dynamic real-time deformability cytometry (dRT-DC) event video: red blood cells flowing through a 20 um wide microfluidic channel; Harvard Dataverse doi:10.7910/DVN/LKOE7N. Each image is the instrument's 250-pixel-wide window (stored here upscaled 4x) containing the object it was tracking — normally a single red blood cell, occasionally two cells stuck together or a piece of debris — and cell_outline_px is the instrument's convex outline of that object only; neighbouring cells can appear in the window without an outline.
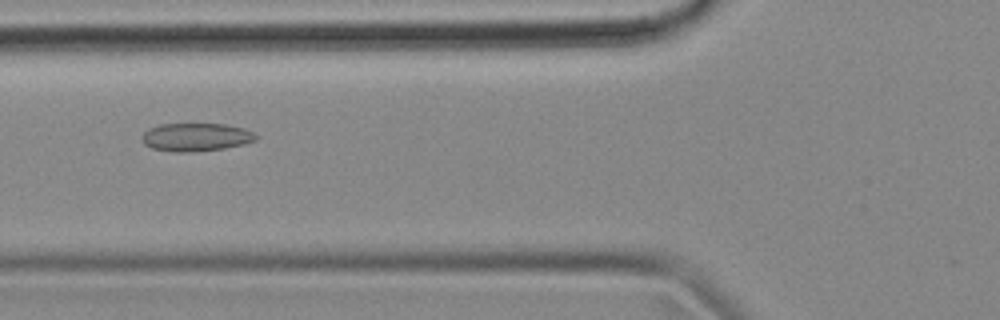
{"species": "common noctule bat (a hibernating species)", "species_latin": "Nyctalus noctula", "temperature_condition": "cold", "stored_images_in_passage": 9, "camera_frame_rate_fps": 3000, "um_per_image_px": 0.085, "animal": {"sex": "female", "body_mass_g": 18.4}, "frame": {"image": 1, "passage_image": 4, "time_ms": 1.0, "image_size_px": [1000, 320], "cell_outline_px": [[256, 140], [244, 144], [224, 148], [192, 152], [176, 152], [152, 148], [144, 144], [140, 136], [148, 128], [160, 124], [224, 124], [244, 128], [252, 132], [256, 136]], "centroid_in_image_um": [16.62, 11.65], "position_along_channel_um": 109.2, "area_um2": 18.67}}